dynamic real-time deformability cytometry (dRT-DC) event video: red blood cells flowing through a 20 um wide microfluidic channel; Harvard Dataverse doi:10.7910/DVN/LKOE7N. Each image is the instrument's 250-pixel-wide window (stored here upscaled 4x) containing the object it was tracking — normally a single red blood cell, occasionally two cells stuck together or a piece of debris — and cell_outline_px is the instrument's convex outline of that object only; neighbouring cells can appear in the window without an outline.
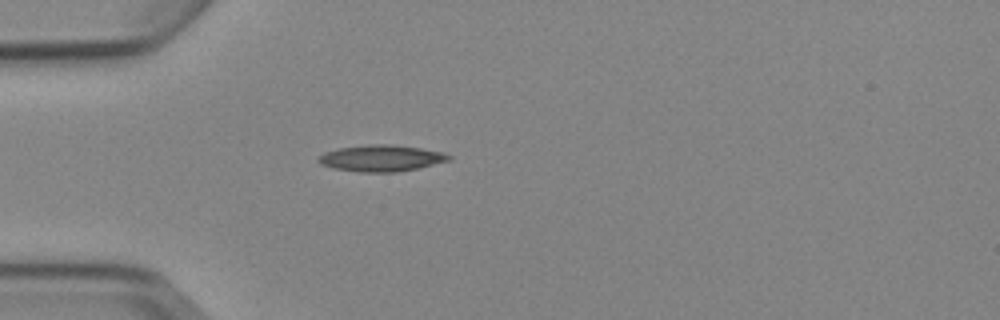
{"species": "Egyptian fruit bat (a non-hibernating species)", "species_latin": "Rousettus aegyptiacus", "temperature_condition": "cold", "stored_images_in_passage": 1, "camera_frame_rate_fps": 3000, "um_per_image_px": 0.085, "animal": {"sex": "female"}, "frame": {"image": 1, "passage_image": 1, "time_ms": 0.0, "image_size_px": [1000, 320], "cell_outline_px": [[452, 160], [416, 168], [396, 172], [360, 172], [332, 168], [320, 164], [316, 160], [324, 152], [340, 148], [368, 144], [388, 144], [420, 148], [444, 152], [452, 156]], "centroid_in_image_um": [32.4, 13.44], "position_along_channel_um": 52.6, "area_um2": 20.06}}